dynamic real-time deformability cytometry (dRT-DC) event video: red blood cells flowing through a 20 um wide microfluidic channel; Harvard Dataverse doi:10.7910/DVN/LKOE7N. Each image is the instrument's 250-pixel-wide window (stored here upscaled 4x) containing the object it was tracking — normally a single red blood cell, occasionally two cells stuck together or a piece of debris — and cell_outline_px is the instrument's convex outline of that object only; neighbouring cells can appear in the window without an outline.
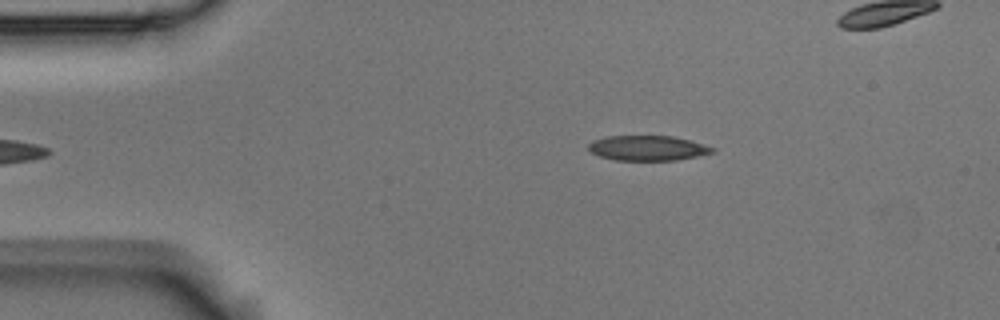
{"species": "Egyptian fruit bat (a non-hibernating species)", "species_latin": "Rousettus aegyptiacus", "temperature_condition": "room temperature", "stored_images_in_passage": 5, "camera_frame_rate_fps": 3000, "um_per_image_px": 0.085, "animal": {"sex": "male"}, "frame": {"image": 1, "passage_image": 5, "time_ms": 1.333, "image_size_px": [1000, 320], "cell_outline_px": [[716, 152], [676, 160], [616, 160], [600, 156], [592, 152], [588, 148], [588, 144], [592, 140], [604, 136], [672, 136], [688, 140], [716, 148]], "centroid_in_image_um": [55.03, 12.58], "position_along_channel_um": 30.0, "area_um2": 17.98}}